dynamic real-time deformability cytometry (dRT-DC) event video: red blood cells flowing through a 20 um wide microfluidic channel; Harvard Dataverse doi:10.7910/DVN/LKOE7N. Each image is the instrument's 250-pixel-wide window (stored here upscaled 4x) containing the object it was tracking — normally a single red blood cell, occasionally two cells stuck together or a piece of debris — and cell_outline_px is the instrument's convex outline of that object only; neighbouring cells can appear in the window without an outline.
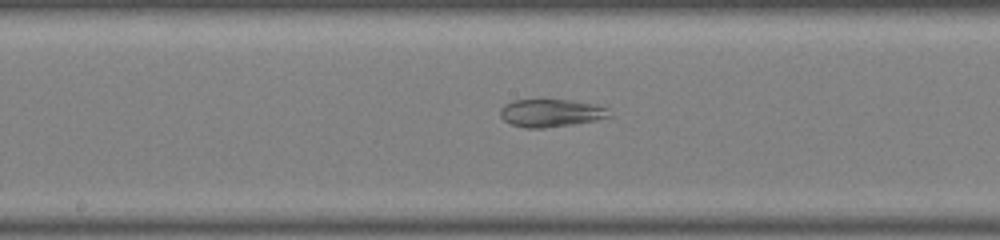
{"species": "common noctule bat (a hibernating species)", "species_latin": "Nyctalus noctula", "temperature_condition": "warm", "stored_images_in_passage": 48, "segment_of_instrument_passage": [2, 2], "camera_frame_rate_fps": 3000, "um_per_image_px": 0.085, "animal": {"sex": "male", "body_mass_g": 19.0, "forearm_length_mm": 50.8}, "frame": {"image": 1, "passage_image": 26, "time_ms": 8.333, "image_size_px": [1000, 240], "cell_outline_px": [[612, 116], [596, 120], [572, 124], [544, 128], [524, 128], [512, 124], [504, 120], [500, 116], [500, 108], [504, 104], [512, 100], [544, 96], [592, 104], [608, 108]], "centroid_in_image_um": [46.77, 9.55], "position_along_channel_um": 201.4, "area_um2": 18.38}}
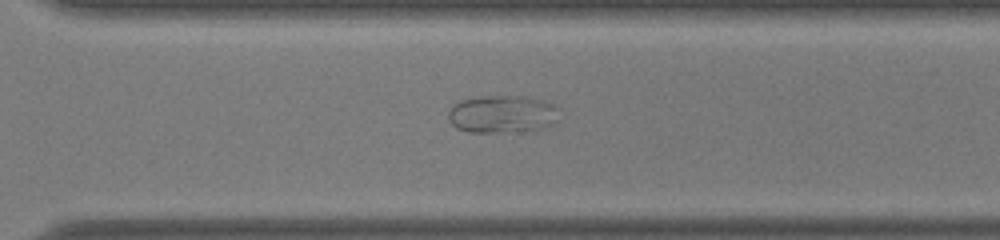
{"frame": {"image": 2, "passage_image": 35, "time_ms": 11.333, "image_size_px": [1000, 240], "cell_outline_px": [[560, 120], [556, 124], [544, 128], [504, 132], [468, 132], [456, 128], [452, 124], [448, 116], [448, 112], [460, 100], [480, 96], [524, 96], [540, 100], [552, 104], [560, 108]], "centroid_in_image_um": [42.76, 9.7], "position_along_channel_um": 327.8, "area_um2": 24.57}}
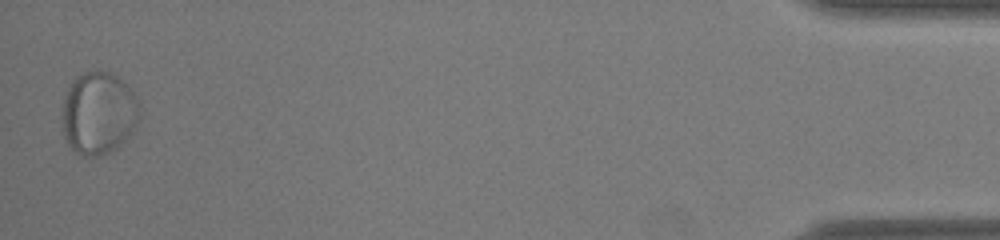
{"frame": {"image": 3, "passage_image": 48, "time_ms": 15.667, "image_size_px": [1000, 240], "cell_outline_px": [[140, 120], [132, 132], [116, 148], [108, 152], [96, 156], [84, 156], [72, 152], [64, 136], [64, 100], [68, 88], [72, 80], [76, 76], [84, 72], [112, 72], [136, 96], [140, 104]], "centroid_in_image_um": [8.4, 9.64], "position_along_channel_um": 426.8, "area_um2": 36.99}}